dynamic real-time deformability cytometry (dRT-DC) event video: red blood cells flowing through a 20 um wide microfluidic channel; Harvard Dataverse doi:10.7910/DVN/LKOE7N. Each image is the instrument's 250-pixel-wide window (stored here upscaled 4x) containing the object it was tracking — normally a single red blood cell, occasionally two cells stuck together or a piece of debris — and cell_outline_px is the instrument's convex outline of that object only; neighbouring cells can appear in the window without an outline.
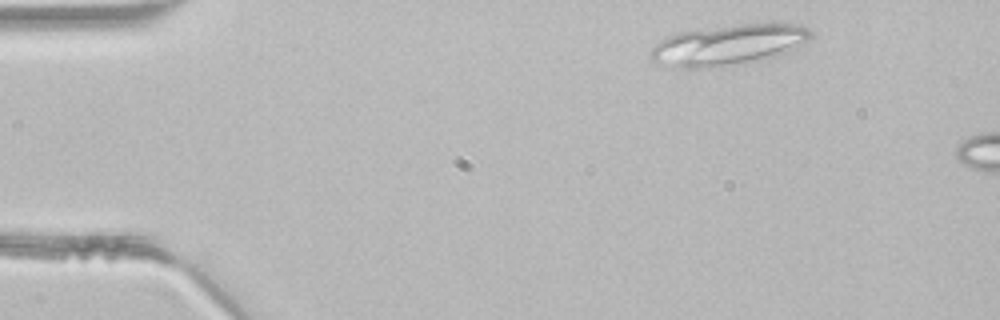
{"species": "common noctule bat (a hibernating species)", "species_latin": "Nyctalus noctula", "temperature_condition": "room temperature", "stored_images_in_passage": 7, "camera_frame_rate_fps": 3000, "um_per_image_px": 0.085, "animal": {"sex": "male", "body_mass_g": 21.5, "forearm_length_mm": 52.0}, "frame": {"image": 1, "passage_image": 3, "time_ms": 0.667, "image_size_px": [1000, 320], "cell_outline_px": [[812, 36], [792, 48], [776, 56], [744, 64], [708, 68], [688, 68], [652, 60], [648, 56], [652, 48], [660, 40], [676, 32], [740, 24], [796, 24], [812, 28]], "centroid_in_image_um": [61.91, 3.81], "position_along_channel_um": 23.1, "area_um2": 37.4}}